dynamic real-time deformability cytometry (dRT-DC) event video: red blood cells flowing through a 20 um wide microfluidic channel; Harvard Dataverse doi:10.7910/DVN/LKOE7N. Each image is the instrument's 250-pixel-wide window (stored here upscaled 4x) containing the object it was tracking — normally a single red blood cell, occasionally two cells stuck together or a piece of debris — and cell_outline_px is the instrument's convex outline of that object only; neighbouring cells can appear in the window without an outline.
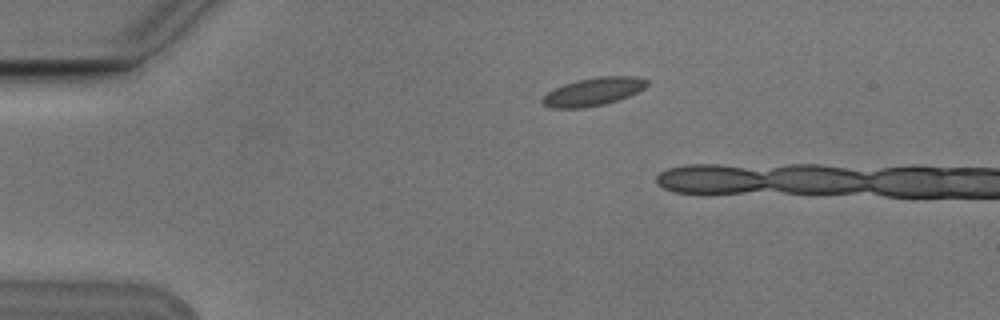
{"species": "Egyptian fruit bat (a non-hibernating species)", "species_latin": "Rousettus aegyptiacus", "temperature_condition": "cold", "stored_images_in_passage": 6, "camera_frame_rate_fps": 3000, "um_per_image_px": 0.085, "animal": {"sex": "male"}, "frame": {"image": 1, "passage_image": 1, "time_ms": 0.0, "image_size_px": [1000, 320], "cell_outline_px": [[648, 84], [644, 88], [628, 96], [604, 104], [584, 108], [552, 108], [544, 104], [540, 100], [548, 92], [564, 84], [576, 80], [600, 76], [636, 76], [648, 80]], "centroid_in_image_um": [50.43, 7.78], "position_along_channel_um": 34.6, "area_um2": 16.94}}
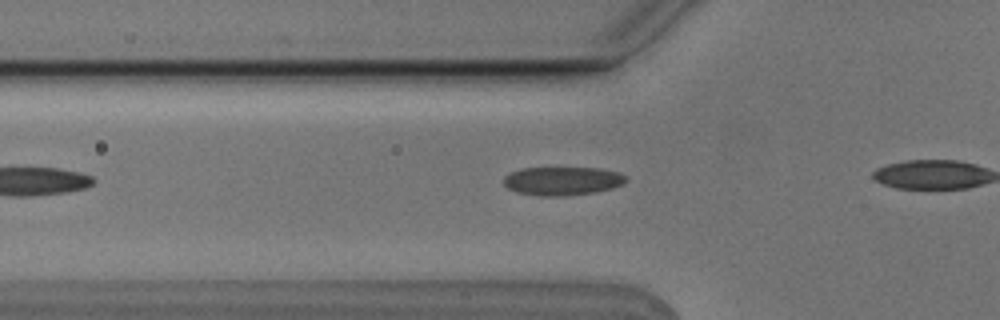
{"frame": {"image": 2, "passage_image": 4, "time_ms": 1.0, "image_size_px": [1000, 320], "cell_outline_px": [[628, 180], [624, 184], [612, 188], [596, 192], [564, 196], [540, 196], [516, 192], [508, 188], [504, 184], [504, 176], [520, 168], [600, 168], [620, 172], [628, 176]], "centroid_in_image_um": [47.85, 15.38], "position_along_channel_um": 77.9, "area_um2": 20.58}}
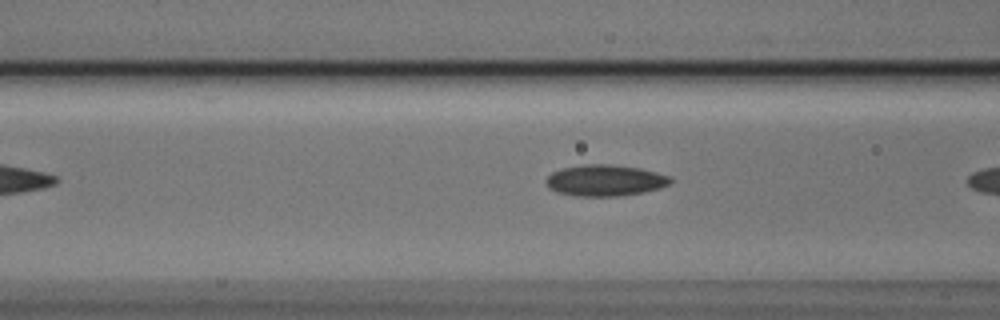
{"frame": {"image": 3, "passage_image": 6, "time_ms": 1.667, "image_size_px": [1000, 320], "cell_outline_px": [[672, 180], [668, 184], [660, 188], [644, 192], [616, 196], [580, 196], [556, 192], [544, 180], [552, 172], [560, 168], [580, 164], [612, 164], [640, 168], [672, 176]], "centroid_in_image_um": [51.44, 15.32], "position_along_channel_um": 115.2, "area_um2": 22.72}}